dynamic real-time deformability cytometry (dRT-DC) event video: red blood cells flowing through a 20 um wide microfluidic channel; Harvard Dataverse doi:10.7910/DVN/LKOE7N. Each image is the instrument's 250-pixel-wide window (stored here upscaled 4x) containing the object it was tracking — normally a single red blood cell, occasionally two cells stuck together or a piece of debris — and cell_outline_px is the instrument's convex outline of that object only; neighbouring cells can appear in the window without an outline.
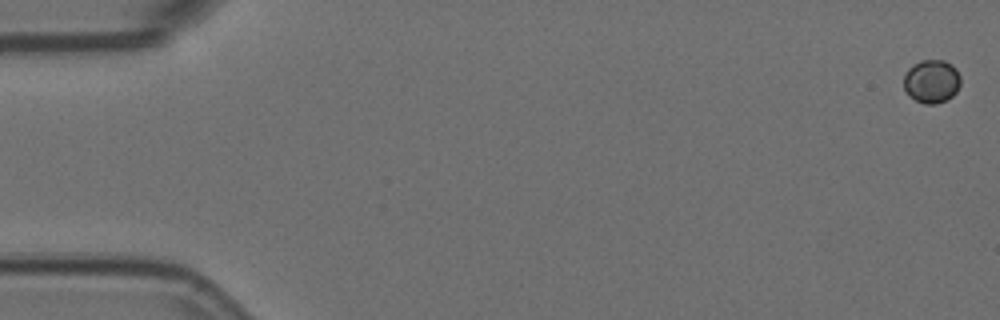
{"species": "Egyptian fruit bat (a non-hibernating species)", "species_latin": "Rousettus aegyptiacus", "temperature_condition": "room temperature", "stored_images_in_passage": 6, "camera_frame_rate_fps": 3000, "um_per_image_px": 0.085, "animal": {"sex": "female"}, "frame": {"image": 1, "passage_image": 1, "time_ms": 0.0, "image_size_px": [1000, 320], "cell_outline_px": [[960, 84], [956, 92], [952, 96], [936, 104], [924, 104], [916, 100], [904, 88], [904, 76], [908, 68], [912, 64], [920, 60], [944, 60], [952, 64], [956, 68], [960, 76]], "centroid_in_image_um": [79.2, 6.88], "position_along_channel_um": 5.8, "area_um2": 14.33}}